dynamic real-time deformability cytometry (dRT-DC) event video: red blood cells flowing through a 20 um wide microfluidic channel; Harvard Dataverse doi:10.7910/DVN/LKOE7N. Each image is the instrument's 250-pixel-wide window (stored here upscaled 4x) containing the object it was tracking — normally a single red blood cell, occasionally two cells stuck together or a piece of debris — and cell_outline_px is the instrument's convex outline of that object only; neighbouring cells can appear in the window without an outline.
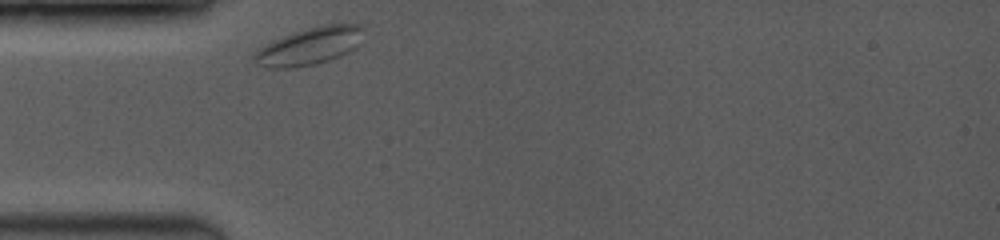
{"species": "common noctule bat (a hibernating species)", "species_latin": "Nyctalus noctula", "temperature_condition": "room temperature", "stored_images_in_passage": 22, "camera_frame_rate_fps": 3500, "um_per_image_px": 0.085, "animal": {"sex": "female", "body_mass_g": 19.0, "forearm_length_mm": 53.3}, "frame": {"image": 1, "passage_image": 1, "time_ms": 0.0, "image_size_px": [1000, 240], "cell_outline_px": [[364, 28], [360, 44], [356, 48], [340, 56], [316, 64], [288, 68], [272, 68], [260, 64], [252, 56], [260, 48], [284, 36], [308, 28], [324, 24], [360, 24]], "centroid_in_image_um": [26.4, 3.91], "position_along_channel_um": 58.6, "area_um2": 23.35}}
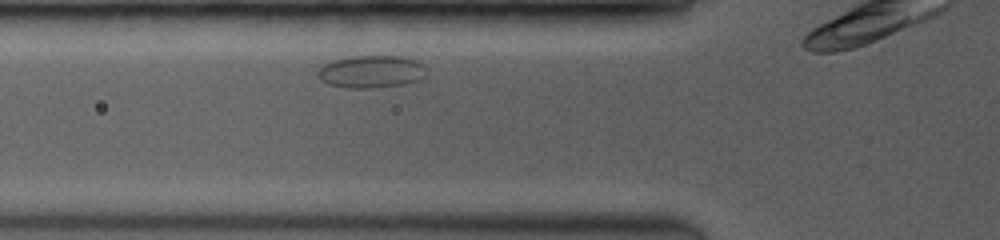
{"frame": {"image": 2, "passage_image": 7, "time_ms": 1.143, "image_size_px": [1000, 240], "cell_outline_px": [[424, 76], [416, 80], [404, 84], [372, 88], [348, 88], [328, 84], [320, 80], [316, 76], [316, 72], [324, 64], [336, 60], [352, 56], [400, 56], [416, 60], [424, 64]], "centroid_in_image_um": [31.52, 6.09], "position_along_channel_um": 94.3, "area_um2": 20.46}}
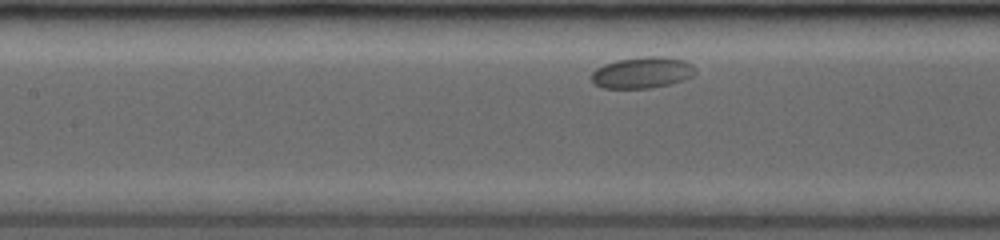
{"frame": {"image": 3, "passage_image": 17, "time_ms": 2.857, "image_size_px": [1000, 240], "cell_outline_px": [[696, 72], [692, 76], [684, 80], [672, 84], [652, 88], [604, 88], [596, 84], [592, 80], [592, 72], [596, 68], [604, 64], [616, 60], [644, 56], [664, 56], [684, 60], [692, 64]], "centroid_in_image_um": [54.62, 6.16], "position_along_channel_um": 152.8, "area_um2": 19.07}}